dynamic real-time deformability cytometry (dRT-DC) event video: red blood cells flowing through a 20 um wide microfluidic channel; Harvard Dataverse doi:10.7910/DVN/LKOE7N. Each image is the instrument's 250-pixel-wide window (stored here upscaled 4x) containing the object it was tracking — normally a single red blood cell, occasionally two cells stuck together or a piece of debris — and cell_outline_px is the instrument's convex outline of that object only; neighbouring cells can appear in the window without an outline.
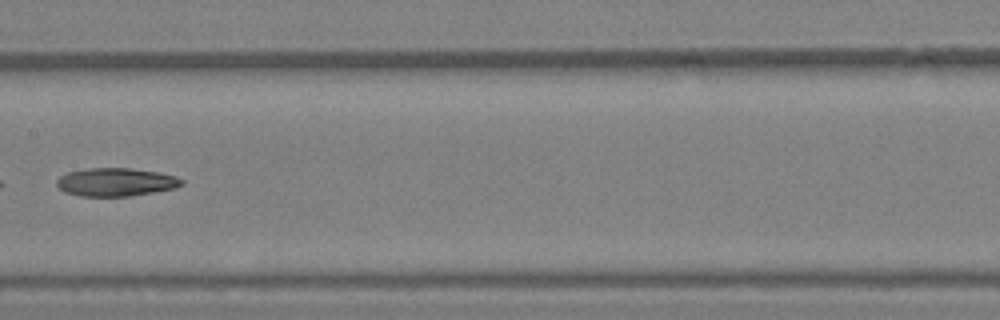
{"species": "Egyptian fruit bat (a non-hibernating species)", "species_latin": "Rousettus aegyptiacus", "temperature_condition": "warm", "stored_images_in_passage": 35, "segment_of_instrument_passage": [2, 2], "camera_frame_rate_fps": 3000, "um_per_image_px": 0.085, "animal": {"sex": "female"}, "frame": {"image": 1, "passage_image": 18, "time_ms": 5.667, "image_size_px": [1000, 320], "cell_outline_px": [[184, 184], [172, 188], [152, 192], [128, 196], [80, 196], [64, 192], [56, 184], [56, 180], [60, 176], [68, 172], [88, 168], [132, 168], [156, 172], [176, 176], [184, 180]], "centroid_in_image_um": [9.82, 15.47], "position_along_channel_um": 197.6, "area_um2": 20.4}}
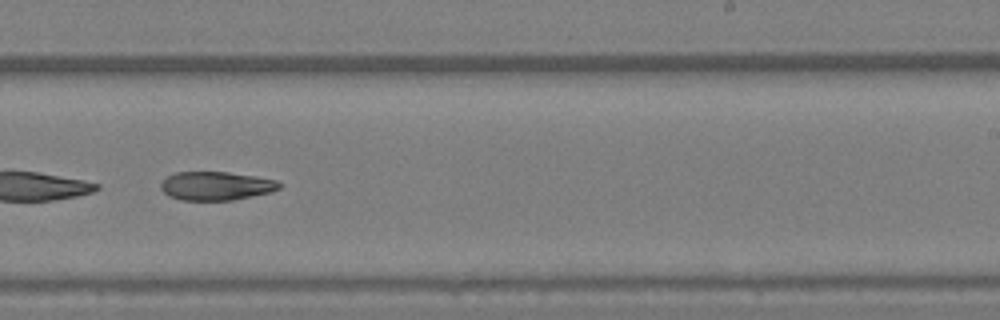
{"frame": {"image": 2, "passage_image": 22, "time_ms": 7.0, "image_size_px": [1000, 320], "cell_outline_px": [[284, 184], [280, 188], [272, 192], [232, 200], [180, 200], [168, 196], [160, 188], [160, 180], [164, 176], [176, 172], [228, 172], [256, 176], [276, 180]], "centroid_in_image_um": [18.34, 15.79], "position_along_channel_um": 270.7, "area_um2": 20.11}}
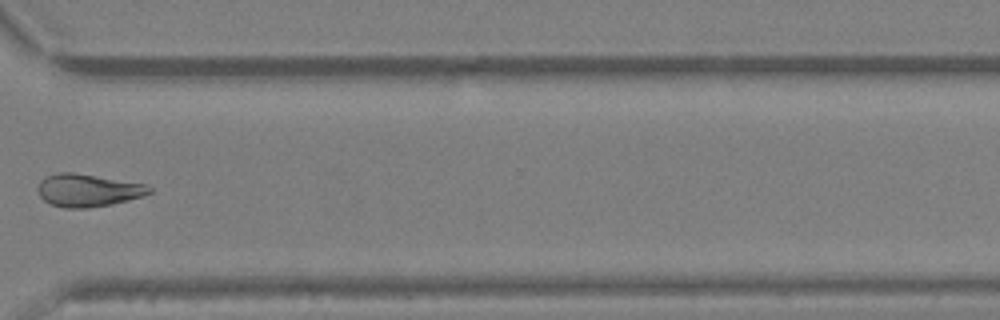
{"frame": {"image": 3, "passage_image": 27, "time_ms": 8.667, "image_size_px": [1000, 320], "cell_outline_px": [[152, 192], [128, 200], [112, 204], [88, 208], [64, 208], [48, 204], [40, 196], [36, 188], [40, 180], [44, 176], [60, 172], [72, 172], [144, 184], [152, 188]], "centroid_in_image_um": [7.4, 16.18], "position_along_channel_um": 363.2, "area_um2": 21.21}}